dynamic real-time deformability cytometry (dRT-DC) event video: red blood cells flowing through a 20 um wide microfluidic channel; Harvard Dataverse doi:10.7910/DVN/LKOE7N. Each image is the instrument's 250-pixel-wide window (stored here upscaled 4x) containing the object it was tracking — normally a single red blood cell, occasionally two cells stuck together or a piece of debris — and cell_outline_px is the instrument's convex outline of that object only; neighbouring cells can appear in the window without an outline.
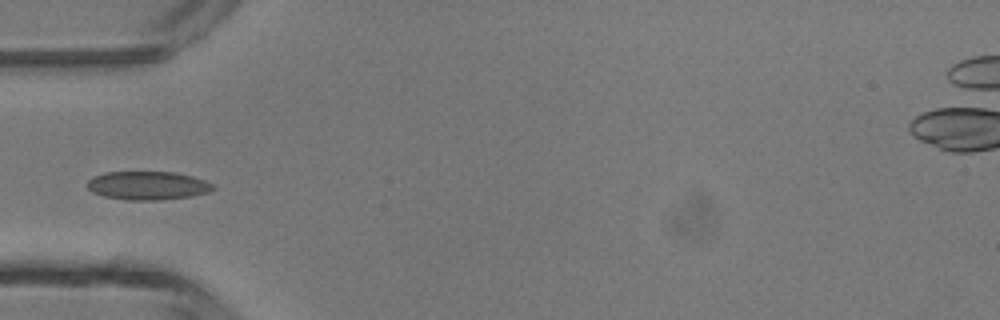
{"species": "common noctule bat (a hibernating species)", "species_latin": "Nyctalus noctula", "temperature_condition": "room temperature", "stored_images_in_passage": 33, "camera_frame_rate_fps": 3000, "um_per_image_px": 0.085, "animal": {"sex": "male", "body_mass_g": 13.3}, "frame": {"image": 1, "passage_image": 1, "time_ms": 0.0, "image_size_px": [1000, 320], "cell_outline_px": [[216, 188], [208, 192], [192, 196], [156, 200], [128, 200], [104, 196], [92, 192], [88, 188], [88, 180], [92, 176], [104, 172], [176, 172], [192, 176], [216, 184]], "centroid_in_image_um": [12.57, 15.76], "position_along_channel_um": 72.4, "area_um2": 20.98}}
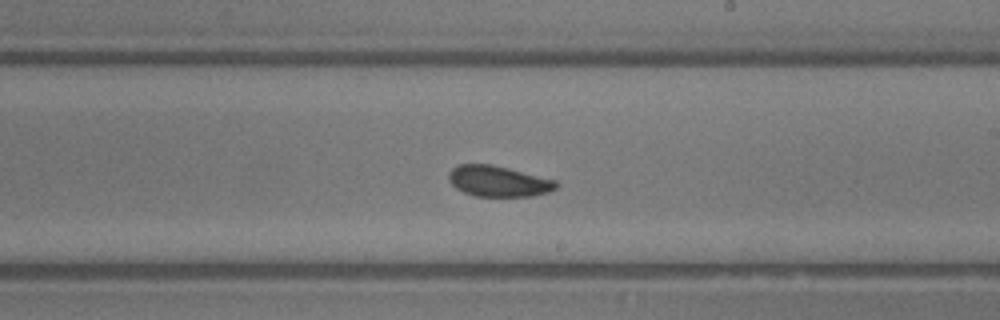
{"frame": {"image": 2, "passage_image": 13, "time_ms": 4.0, "image_size_px": [1000, 320], "cell_outline_px": [[560, 184], [556, 188], [548, 192], [532, 196], [476, 196], [464, 192], [456, 188], [448, 180], [448, 172], [456, 164], [492, 164], [556, 180]], "centroid_in_image_um": [42.35, 15.39], "position_along_channel_um": 246.7, "area_um2": 19.36}}
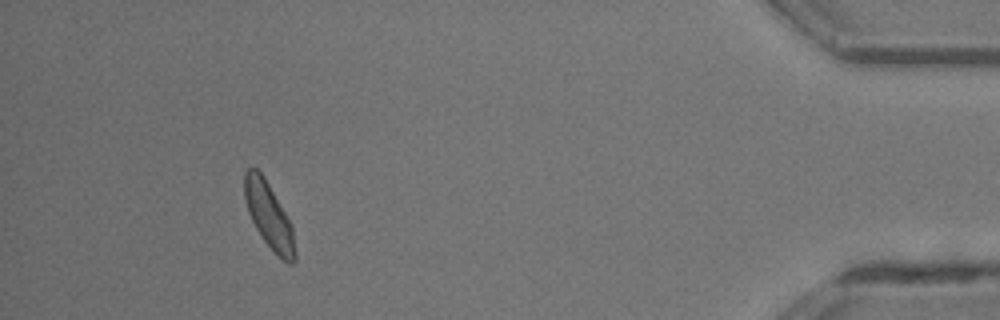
{"frame": {"image": 3, "passage_image": 29, "time_ms": 9.333, "image_size_px": [1000, 320], "cell_outline_px": [[296, 260], [292, 264], [288, 264], [264, 240], [256, 228], [248, 212], [244, 196], [244, 172], [248, 168], [256, 168], [264, 176], [292, 224], [296, 252]], "centroid_in_image_um": [22.86, 18.3], "position_along_channel_um": 412.3, "area_um2": 19.13}}